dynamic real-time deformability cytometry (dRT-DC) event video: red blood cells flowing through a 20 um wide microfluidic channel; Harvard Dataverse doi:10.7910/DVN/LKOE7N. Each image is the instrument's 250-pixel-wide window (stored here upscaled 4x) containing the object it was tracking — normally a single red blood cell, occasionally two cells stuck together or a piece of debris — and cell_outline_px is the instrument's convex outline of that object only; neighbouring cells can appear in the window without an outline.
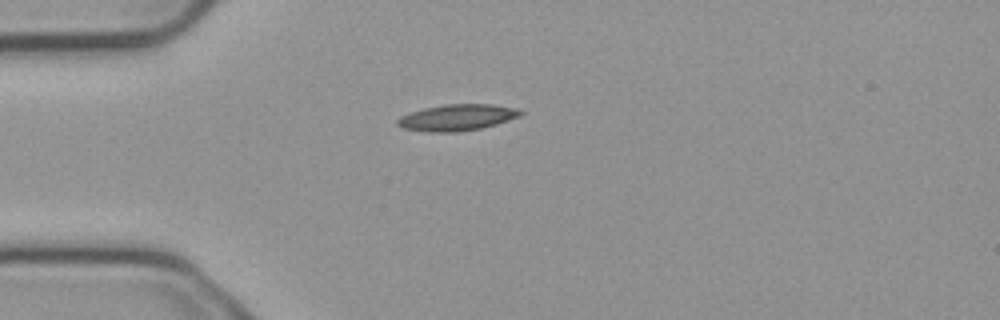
{"species": "common noctule bat (a hibernating species)", "species_latin": "Nyctalus noctula", "temperature_condition": "cold", "stored_images_in_passage": 4, "camera_frame_rate_fps": 3000, "um_per_image_px": 0.085, "animal": {"sex": "male", "body_mass_g": 23.1, "forearm_length_mm": 52.7}, "frame": {"image": 1, "passage_image": 1, "time_ms": 0.0, "image_size_px": [1000, 320], "cell_outline_px": [[524, 112], [520, 116], [496, 124], [480, 128], [460, 132], [428, 132], [404, 128], [396, 124], [396, 120], [400, 116], [424, 108], [444, 104], [492, 104], [512, 108]], "centroid_in_image_um": [38.82, 9.99], "position_along_channel_um": 46.2, "area_um2": 18.73}}
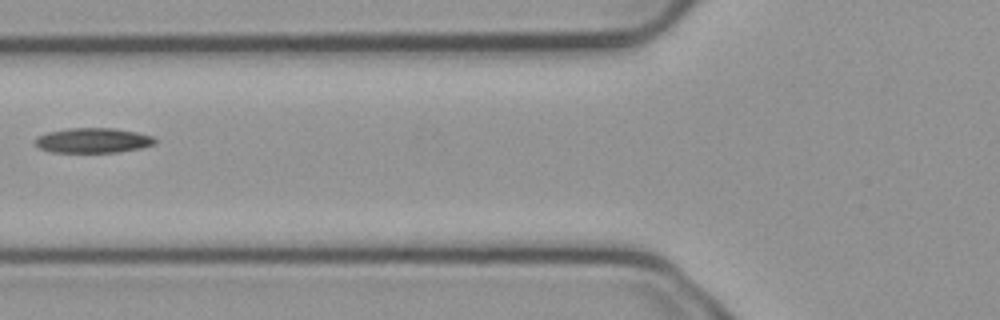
{"frame": {"image": 2, "passage_image": 3, "time_ms": 0.667, "image_size_px": [1000, 320], "cell_outline_px": [[156, 140], [152, 144], [140, 148], [116, 152], [52, 152], [40, 148], [36, 144], [36, 136], [48, 132], [68, 128], [112, 128], [136, 132], [152, 136]], "centroid_in_image_um": [7.87, 11.93], "position_along_channel_um": 117.9, "area_um2": 17.17}}
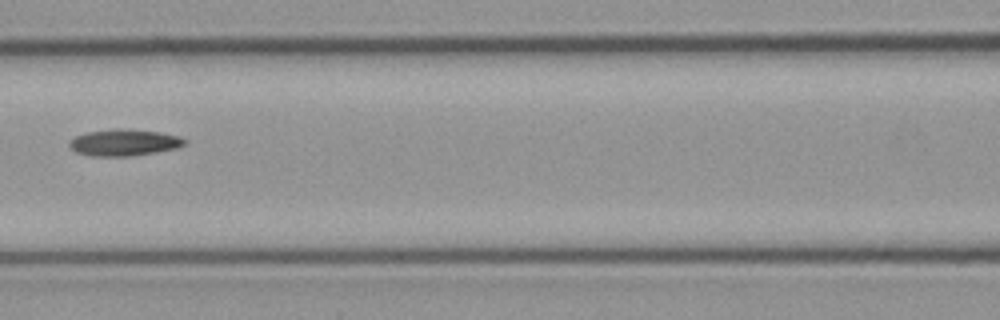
{"frame": {"image": 3, "passage_image": 4, "time_ms": 1.0, "image_size_px": [1000, 320], "cell_outline_px": [[188, 140], [184, 144], [176, 148], [156, 152], [132, 156], [92, 156], [76, 152], [68, 148], [68, 140], [76, 136], [88, 132], [116, 128], [120, 128], [160, 132], [180, 136]], "centroid_in_image_um": [10.52, 12.11], "position_along_channel_um": 156.1, "area_um2": 17.98}}